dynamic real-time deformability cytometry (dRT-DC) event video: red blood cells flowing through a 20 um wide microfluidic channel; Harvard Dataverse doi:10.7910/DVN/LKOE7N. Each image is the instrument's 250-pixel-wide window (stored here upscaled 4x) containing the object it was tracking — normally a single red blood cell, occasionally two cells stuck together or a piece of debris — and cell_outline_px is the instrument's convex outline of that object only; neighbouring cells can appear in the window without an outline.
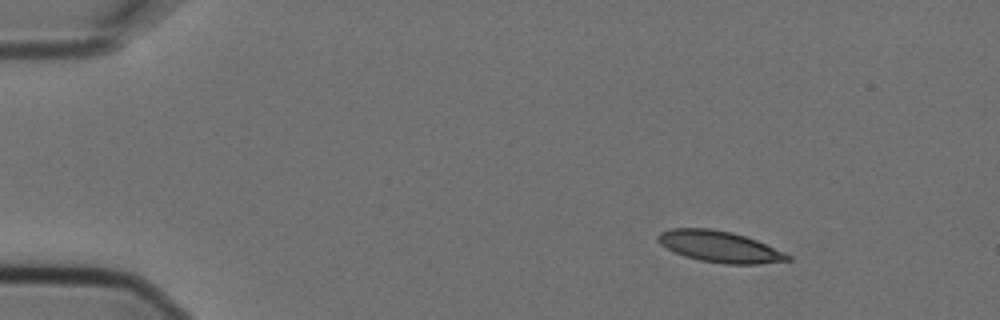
{"species": "Egyptian fruit bat (a non-hibernating species)", "species_latin": "Rousettus aegyptiacus", "temperature_condition": "cold", "stored_images_in_passage": 4, "camera_frame_rate_fps": 3000, "um_per_image_px": 0.085, "animal": {"sex": "female"}, "frame": {"image": 1, "passage_image": 2, "time_ms": 0.333, "image_size_px": [1000, 320], "cell_outline_px": [[792, 260], [760, 264], [724, 264], [700, 260], [684, 256], [660, 244], [656, 240], [656, 236], [660, 232], [668, 228], [712, 228], [732, 232], [756, 240], [784, 252], [792, 256]], "centroid_in_image_um": [61.15, 20.96], "position_along_channel_um": 23.8, "area_um2": 23.7}}